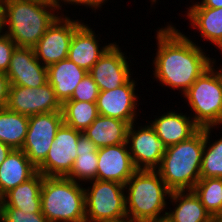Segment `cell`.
Returning <instances> with one entry per match:
<instances>
[{
	"instance_id": "1",
	"label": "cell",
	"mask_w": 222,
	"mask_h": 222,
	"mask_svg": "<svg viewBox=\"0 0 222 222\" xmlns=\"http://www.w3.org/2000/svg\"><path fill=\"white\" fill-rule=\"evenodd\" d=\"M167 22L157 28L156 56L152 60L156 81L183 95L196 79L213 64V59L184 33ZM154 64V65H153ZM163 84V85H162ZM181 91V92H180Z\"/></svg>"
},
{
	"instance_id": "2",
	"label": "cell",
	"mask_w": 222,
	"mask_h": 222,
	"mask_svg": "<svg viewBox=\"0 0 222 222\" xmlns=\"http://www.w3.org/2000/svg\"><path fill=\"white\" fill-rule=\"evenodd\" d=\"M59 15L55 2L0 0V30L17 47L33 48Z\"/></svg>"
},
{
	"instance_id": "3",
	"label": "cell",
	"mask_w": 222,
	"mask_h": 222,
	"mask_svg": "<svg viewBox=\"0 0 222 222\" xmlns=\"http://www.w3.org/2000/svg\"><path fill=\"white\" fill-rule=\"evenodd\" d=\"M204 144L205 128H200L189 139L167 147L156 171L171 192L193 190L201 178Z\"/></svg>"
},
{
	"instance_id": "4",
	"label": "cell",
	"mask_w": 222,
	"mask_h": 222,
	"mask_svg": "<svg viewBox=\"0 0 222 222\" xmlns=\"http://www.w3.org/2000/svg\"><path fill=\"white\" fill-rule=\"evenodd\" d=\"M124 190L127 220L147 222L166 218L171 191L156 170H137Z\"/></svg>"
},
{
	"instance_id": "5",
	"label": "cell",
	"mask_w": 222,
	"mask_h": 222,
	"mask_svg": "<svg viewBox=\"0 0 222 222\" xmlns=\"http://www.w3.org/2000/svg\"><path fill=\"white\" fill-rule=\"evenodd\" d=\"M84 186L67 177L43 176L41 213L48 222H86Z\"/></svg>"
},
{
	"instance_id": "6",
	"label": "cell",
	"mask_w": 222,
	"mask_h": 222,
	"mask_svg": "<svg viewBox=\"0 0 222 222\" xmlns=\"http://www.w3.org/2000/svg\"><path fill=\"white\" fill-rule=\"evenodd\" d=\"M215 63L213 59V64L183 94L193 112L190 116L200 128L222 125V75Z\"/></svg>"
},
{
	"instance_id": "7",
	"label": "cell",
	"mask_w": 222,
	"mask_h": 222,
	"mask_svg": "<svg viewBox=\"0 0 222 222\" xmlns=\"http://www.w3.org/2000/svg\"><path fill=\"white\" fill-rule=\"evenodd\" d=\"M85 189L86 222H122L127 220L124 185L92 180Z\"/></svg>"
},
{
	"instance_id": "8",
	"label": "cell",
	"mask_w": 222,
	"mask_h": 222,
	"mask_svg": "<svg viewBox=\"0 0 222 222\" xmlns=\"http://www.w3.org/2000/svg\"><path fill=\"white\" fill-rule=\"evenodd\" d=\"M64 123L62 111L29 116V123L22 151L37 168L46 158L57 130Z\"/></svg>"
},
{
	"instance_id": "9",
	"label": "cell",
	"mask_w": 222,
	"mask_h": 222,
	"mask_svg": "<svg viewBox=\"0 0 222 222\" xmlns=\"http://www.w3.org/2000/svg\"><path fill=\"white\" fill-rule=\"evenodd\" d=\"M82 23V19L59 15L33 47L36 58L45 67L67 59L74 31Z\"/></svg>"
},
{
	"instance_id": "10",
	"label": "cell",
	"mask_w": 222,
	"mask_h": 222,
	"mask_svg": "<svg viewBox=\"0 0 222 222\" xmlns=\"http://www.w3.org/2000/svg\"><path fill=\"white\" fill-rule=\"evenodd\" d=\"M83 133L64 123L56 132L45 160L37 167L45 177H66L77 157V142Z\"/></svg>"
},
{
	"instance_id": "11",
	"label": "cell",
	"mask_w": 222,
	"mask_h": 222,
	"mask_svg": "<svg viewBox=\"0 0 222 222\" xmlns=\"http://www.w3.org/2000/svg\"><path fill=\"white\" fill-rule=\"evenodd\" d=\"M136 124L138 123H132L127 132V144L133 164L137 170H156L167 146L149 123L140 126Z\"/></svg>"
},
{
	"instance_id": "12",
	"label": "cell",
	"mask_w": 222,
	"mask_h": 222,
	"mask_svg": "<svg viewBox=\"0 0 222 222\" xmlns=\"http://www.w3.org/2000/svg\"><path fill=\"white\" fill-rule=\"evenodd\" d=\"M7 108L26 116H32L62 111V104L56 98L53 87L47 82L34 88L10 85Z\"/></svg>"
},
{
	"instance_id": "13",
	"label": "cell",
	"mask_w": 222,
	"mask_h": 222,
	"mask_svg": "<svg viewBox=\"0 0 222 222\" xmlns=\"http://www.w3.org/2000/svg\"><path fill=\"white\" fill-rule=\"evenodd\" d=\"M137 79L132 76L125 84L115 89L100 91L96 100L99 115L120 119L130 125L137 122V106H140V98L136 93Z\"/></svg>"
},
{
	"instance_id": "14",
	"label": "cell",
	"mask_w": 222,
	"mask_h": 222,
	"mask_svg": "<svg viewBox=\"0 0 222 222\" xmlns=\"http://www.w3.org/2000/svg\"><path fill=\"white\" fill-rule=\"evenodd\" d=\"M124 53L114 42L88 72L100 91L115 89L133 76L131 60Z\"/></svg>"
},
{
	"instance_id": "15",
	"label": "cell",
	"mask_w": 222,
	"mask_h": 222,
	"mask_svg": "<svg viewBox=\"0 0 222 222\" xmlns=\"http://www.w3.org/2000/svg\"><path fill=\"white\" fill-rule=\"evenodd\" d=\"M10 85L40 87L48 82L47 67L35 55L32 47H16L6 72Z\"/></svg>"
},
{
	"instance_id": "16",
	"label": "cell",
	"mask_w": 222,
	"mask_h": 222,
	"mask_svg": "<svg viewBox=\"0 0 222 222\" xmlns=\"http://www.w3.org/2000/svg\"><path fill=\"white\" fill-rule=\"evenodd\" d=\"M96 180L119 182L123 185L137 171L127 143L98 148Z\"/></svg>"
},
{
	"instance_id": "17",
	"label": "cell",
	"mask_w": 222,
	"mask_h": 222,
	"mask_svg": "<svg viewBox=\"0 0 222 222\" xmlns=\"http://www.w3.org/2000/svg\"><path fill=\"white\" fill-rule=\"evenodd\" d=\"M98 35L89 24L84 22L74 31L68 59L77 66L89 72L93 65L101 58L106 50L114 43H106L100 47L102 40H98Z\"/></svg>"
},
{
	"instance_id": "18",
	"label": "cell",
	"mask_w": 222,
	"mask_h": 222,
	"mask_svg": "<svg viewBox=\"0 0 222 222\" xmlns=\"http://www.w3.org/2000/svg\"><path fill=\"white\" fill-rule=\"evenodd\" d=\"M147 122L167 147L189 139L200 129L191 116L172 109Z\"/></svg>"
},
{
	"instance_id": "19",
	"label": "cell",
	"mask_w": 222,
	"mask_h": 222,
	"mask_svg": "<svg viewBox=\"0 0 222 222\" xmlns=\"http://www.w3.org/2000/svg\"><path fill=\"white\" fill-rule=\"evenodd\" d=\"M43 175L37 172L32 178L11 189L0 199V208H17L25 213H41Z\"/></svg>"
},
{
	"instance_id": "20",
	"label": "cell",
	"mask_w": 222,
	"mask_h": 222,
	"mask_svg": "<svg viewBox=\"0 0 222 222\" xmlns=\"http://www.w3.org/2000/svg\"><path fill=\"white\" fill-rule=\"evenodd\" d=\"M169 199L175 206L172 210L168 208L166 218L170 222H211L214 219L193 190L173 191Z\"/></svg>"
},
{
	"instance_id": "21",
	"label": "cell",
	"mask_w": 222,
	"mask_h": 222,
	"mask_svg": "<svg viewBox=\"0 0 222 222\" xmlns=\"http://www.w3.org/2000/svg\"><path fill=\"white\" fill-rule=\"evenodd\" d=\"M36 173L37 168L26 154L21 149H13L0 165V199Z\"/></svg>"
},
{
	"instance_id": "22",
	"label": "cell",
	"mask_w": 222,
	"mask_h": 222,
	"mask_svg": "<svg viewBox=\"0 0 222 222\" xmlns=\"http://www.w3.org/2000/svg\"><path fill=\"white\" fill-rule=\"evenodd\" d=\"M87 73L68 58L47 67L48 83L61 104L71 98L77 84Z\"/></svg>"
},
{
	"instance_id": "23",
	"label": "cell",
	"mask_w": 222,
	"mask_h": 222,
	"mask_svg": "<svg viewBox=\"0 0 222 222\" xmlns=\"http://www.w3.org/2000/svg\"><path fill=\"white\" fill-rule=\"evenodd\" d=\"M185 16L203 40L211 42L222 53V8L187 7Z\"/></svg>"
},
{
	"instance_id": "24",
	"label": "cell",
	"mask_w": 222,
	"mask_h": 222,
	"mask_svg": "<svg viewBox=\"0 0 222 222\" xmlns=\"http://www.w3.org/2000/svg\"><path fill=\"white\" fill-rule=\"evenodd\" d=\"M130 124L120 119L99 115L82 133L98 148L127 143Z\"/></svg>"
},
{
	"instance_id": "25",
	"label": "cell",
	"mask_w": 222,
	"mask_h": 222,
	"mask_svg": "<svg viewBox=\"0 0 222 222\" xmlns=\"http://www.w3.org/2000/svg\"><path fill=\"white\" fill-rule=\"evenodd\" d=\"M77 157L67 178L81 183L96 180L98 147L82 134L77 142Z\"/></svg>"
},
{
	"instance_id": "26",
	"label": "cell",
	"mask_w": 222,
	"mask_h": 222,
	"mask_svg": "<svg viewBox=\"0 0 222 222\" xmlns=\"http://www.w3.org/2000/svg\"><path fill=\"white\" fill-rule=\"evenodd\" d=\"M29 116L10 109L0 110V141L12 149H22L25 142Z\"/></svg>"
},
{
	"instance_id": "27",
	"label": "cell",
	"mask_w": 222,
	"mask_h": 222,
	"mask_svg": "<svg viewBox=\"0 0 222 222\" xmlns=\"http://www.w3.org/2000/svg\"><path fill=\"white\" fill-rule=\"evenodd\" d=\"M64 124L83 132L99 116L96 102L66 100L62 104Z\"/></svg>"
},
{
	"instance_id": "28",
	"label": "cell",
	"mask_w": 222,
	"mask_h": 222,
	"mask_svg": "<svg viewBox=\"0 0 222 222\" xmlns=\"http://www.w3.org/2000/svg\"><path fill=\"white\" fill-rule=\"evenodd\" d=\"M218 127L205 128V144L202 155L201 178H222V137L212 142L211 132ZM212 142V143H211Z\"/></svg>"
},
{
	"instance_id": "29",
	"label": "cell",
	"mask_w": 222,
	"mask_h": 222,
	"mask_svg": "<svg viewBox=\"0 0 222 222\" xmlns=\"http://www.w3.org/2000/svg\"><path fill=\"white\" fill-rule=\"evenodd\" d=\"M193 191L213 218L221 213L222 178H200Z\"/></svg>"
},
{
	"instance_id": "30",
	"label": "cell",
	"mask_w": 222,
	"mask_h": 222,
	"mask_svg": "<svg viewBox=\"0 0 222 222\" xmlns=\"http://www.w3.org/2000/svg\"><path fill=\"white\" fill-rule=\"evenodd\" d=\"M99 93V87L89 73H87L77 84L69 100L96 102Z\"/></svg>"
},
{
	"instance_id": "31",
	"label": "cell",
	"mask_w": 222,
	"mask_h": 222,
	"mask_svg": "<svg viewBox=\"0 0 222 222\" xmlns=\"http://www.w3.org/2000/svg\"><path fill=\"white\" fill-rule=\"evenodd\" d=\"M0 222H48L42 213H25L17 208H0Z\"/></svg>"
},
{
	"instance_id": "32",
	"label": "cell",
	"mask_w": 222,
	"mask_h": 222,
	"mask_svg": "<svg viewBox=\"0 0 222 222\" xmlns=\"http://www.w3.org/2000/svg\"><path fill=\"white\" fill-rule=\"evenodd\" d=\"M16 47L14 41L0 30V72L8 71L11 56Z\"/></svg>"
},
{
	"instance_id": "33",
	"label": "cell",
	"mask_w": 222,
	"mask_h": 222,
	"mask_svg": "<svg viewBox=\"0 0 222 222\" xmlns=\"http://www.w3.org/2000/svg\"><path fill=\"white\" fill-rule=\"evenodd\" d=\"M106 1L107 0H57L56 4L58 7L59 14L66 15V14H64V12H62L64 10H66V9L62 8L65 5L71 4V5H75V6L77 5V7L82 5V6L86 7L87 9H88V7L92 8V10L93 11L95 10L94 12L96 13V10H101L99 8H102V6L105 4Z\"/></svg>"
},
{
	"instance_id": "34",
	"label": "cell",
	"mask_w": 222,
	"mask_h": 222,
	"mask_svg": "<svg viewBox=\"0 0 222 222\" xmlns=\"http://www.w3.org/2000/svg\"><path fill=\"white\" fill-rule=\"evenodd\" d=\"M10 82L6 73L0 72V110L7 107Z\"/></svg>"
},
{
	"instance_id": "35",
	"label": "cell",
	"mask_w": 222,
	"mask_h": 222,
	"mask_svg": "<svg viewBox=\"0 0 222 222\" xmlns=\"http://www.w3.org/2000/svg\"><path fill=\"white\" fill-rule=\"evenodd\" d=\"M195 1V0H194ZM194 1L190 4L189 7H209V8H222V0H201Z\"/></svg>"
},
{
	"instance_id": "36",
	"label": "cell",
	"mask_w": 222,
	"mask_h": 222,
	"mask_svg": "<svg viewBox=\"0 0 222 222\" xmlns=\"http://www.w3.org/2000/svg\"><path fill=\"white\" fill-rule=\"evenodd\" d=\"M12 150L13 149L10 146L0 141V165L3 163V161L7 158Z\"/></svg>"
},
{
	"instance_id": "37",
	"label": "cell",
	"mask_w": 222,
	"mask_h": 222,
	"mask_svg": "<svg viewBox=\"0 0 222 222\" xmlns=\"http://www.w3.org/2000/svg\"><path fill=\"white\" fill-rule=\"evenodd\" d=\"M147 222H170L167 218H163L160 220H151V221H147Z\"/></svg>"
},
{
	"instance_id": "38",
	"label": "cell",
	"mask_w": 222,
	"mask_h": 222,
	"mask_svg": "<svg viewBox=\"0 0 222 222\" xmlns=\"http://www.w3.org/2000/svg\"><path fill=\"white\" fill-rule=\"evenodd\" d=\"M215 219H217L219 221L222 219V210H221V213Z\"/></svg>"
},
{
	"instance_id": "39",
	"label": "cell",
	"mask_w": 222,
	"mask_h": 222,
	"mask_svg": "<svg viewBox=\"0 0 222 222\" xmlns=\"http://www.w3.org/2000/svg\"><path fill=\"white\" fill-rule=\"evenodd\" d=\"M158 1H159V0H151V1H150V2H151V4H150L151 7L154 5V3H155V4H156V2L158 3Z\"/></svg>"
},
{
	"instance_id": "40",
	"label": "cell",
	"mask_w": 222,
	"mask_h": 222,
	"mask_svg": "<svg viewBox=\"0 0 222 222\" xmlns=\"http://www.w3.org/2000/svg\"><path fill=\"white\" fill-rule=\"evenodd\" d=\"M211 222H221V221L214 218Z\"/></svg>"
},
{
	"instance_id": "41",
	"label": "cell",
	"mask_w": 222,
	"mask_h": 222,
	"mask_svg": "<svg viewBox=\"0 0 222 222\" xmlns=\"http://www.w3.org/2000/svg\"><path fill=\"white\" fill-rule=\"evenodd\" d=\"M222 66V65H221ZM219 71H220V73H221V75H222V68L219 66Z\"/></svg>"
},
{
	"instance_id": "42",
	"label": "cell",
	"mask_w": 222,
	"mask_h": 222,
	"mask_svg": "<svg viewBox=\"0 0 222 222\" xmlns=\"http://www.w3.org/2000/svg\"><path fill=\"white\" fill-rule=\"evenodd\" d=\"M122 222H136V221L125 220V221H122Z\"/></svg>"
},
{
	"instance_id": "43",
	"label": "cell",
	"mask_w": 222,
	"mask_h": 222,
	"mask_svg": "<svg viewBox=\"0 0 222 222\" xmlns=\"http://www.w3.org/2000/svg\"><path fill=\"white\" fill-rule=\"evenodd\" d=\"M46 1H50V2H55L56 3L57 0H46Z\"/></svg>"
}]
</instances>
